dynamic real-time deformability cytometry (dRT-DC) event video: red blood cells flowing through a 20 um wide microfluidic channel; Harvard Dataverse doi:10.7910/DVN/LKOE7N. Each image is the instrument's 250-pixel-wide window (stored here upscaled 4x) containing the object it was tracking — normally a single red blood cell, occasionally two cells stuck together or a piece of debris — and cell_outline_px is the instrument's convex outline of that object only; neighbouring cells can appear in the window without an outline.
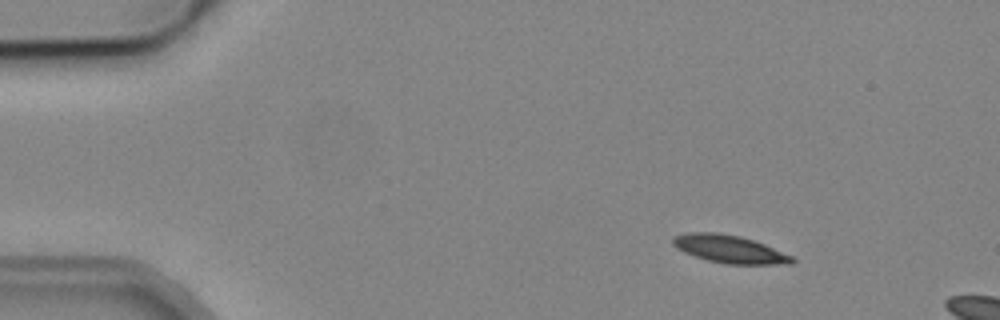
{"species": "common noctule bat (a hibernating species)", "species_latin": "Nyctalus noctula", "temperature_condition": "cold", "stored_images_in_passage": 2, "camera_frame_rate_fps": 3000, "um_per_image_px": 0.085, "animal": {"sex": "male", "body_mass_g": 19.2, "forearm_length_mm": 51.8}, "frame": {"image": 1, "passage_image": 1, "time_ms": 0.0, "image_size_px": [1000, 320], "cell_outline_px": [[796, 260], [792, 264], [724, 264], [708, 260], [684, 252], [676, 248], [672, 244], [672, 236], [688, 232], [720, 232], [740, 236], [764, 244], [792, 256]], "centroid_in_image_um": [61.98, 21.16], "position_along_channel_um": 23.0, "area_um2": 19.36}}